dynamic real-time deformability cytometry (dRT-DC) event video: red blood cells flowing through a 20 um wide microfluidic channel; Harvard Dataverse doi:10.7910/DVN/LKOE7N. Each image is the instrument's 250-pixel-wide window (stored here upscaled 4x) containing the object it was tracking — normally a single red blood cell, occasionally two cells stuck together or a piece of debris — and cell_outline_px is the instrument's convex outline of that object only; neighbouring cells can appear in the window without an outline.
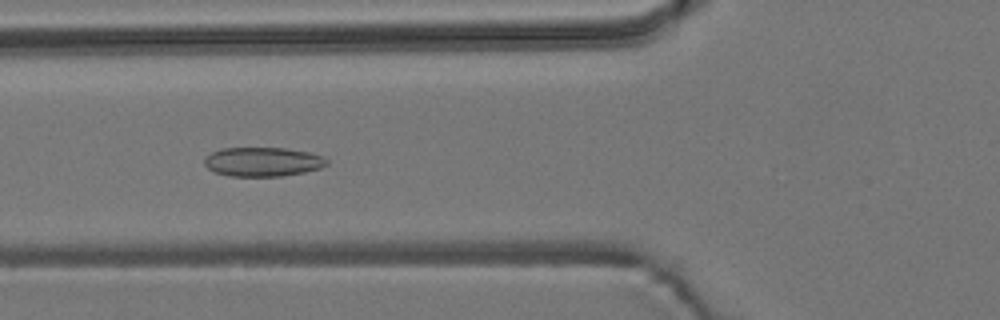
{"species": "common noctule bat (a hibernating species)", "species_latin": "Nyctalus noctula", "temperature_condition": "room temperature", "stored_images_in_passage": 4, "camera_frame_rate_fps": 3000, "um_per_image_px": 0.085, "animal": {"sex": "male", "body_mass_g": 19.2, "forearm_length_mm": 51.8}, "frame": {"image": 1, "passage_image": 2, "time_ms": 0.333, "image_size_px": [1000, 320], "cell_outline_px": [[328, 164], [320, 168], [304, 172], [280, 176], [232, 176], [216, 172], [208, 168], [204, 164], [204, 156], [220, 148], [284, 148], [308, 152], [324, 156], [328, 160]], "centroid_in_image_um": [22.33, 13.74], "position_along_channel_um": 103.5, "area_um2": 20.81}}
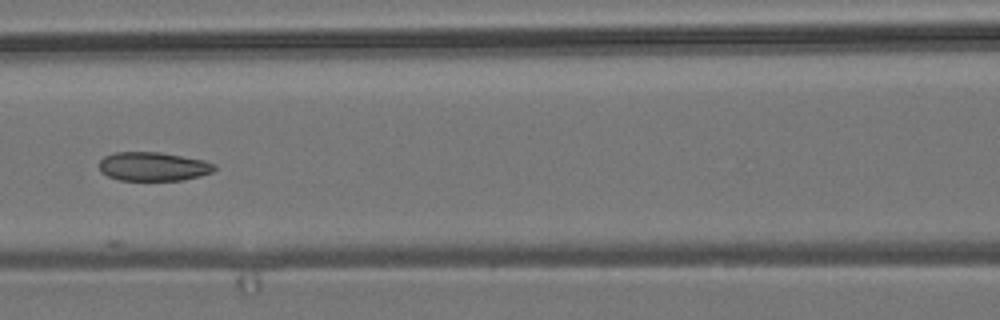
{"frame": {"image": 2, "passage_image": 3, "time_ms": 0.667, "image_size_px": [1000, 320], "cell_outline_px": [[216, 168], [212, 172], [200, 176], [184, 180], [120, 180], [108, 176], [100, 172], [100, 160], [104, 156], [116, 152], [160, 152], [204, 160], [216, 164]], "centroid_in_image_um": [13.04, 14.15], "position_along_channel_um": 153.6, "area_um2": 19.42}}